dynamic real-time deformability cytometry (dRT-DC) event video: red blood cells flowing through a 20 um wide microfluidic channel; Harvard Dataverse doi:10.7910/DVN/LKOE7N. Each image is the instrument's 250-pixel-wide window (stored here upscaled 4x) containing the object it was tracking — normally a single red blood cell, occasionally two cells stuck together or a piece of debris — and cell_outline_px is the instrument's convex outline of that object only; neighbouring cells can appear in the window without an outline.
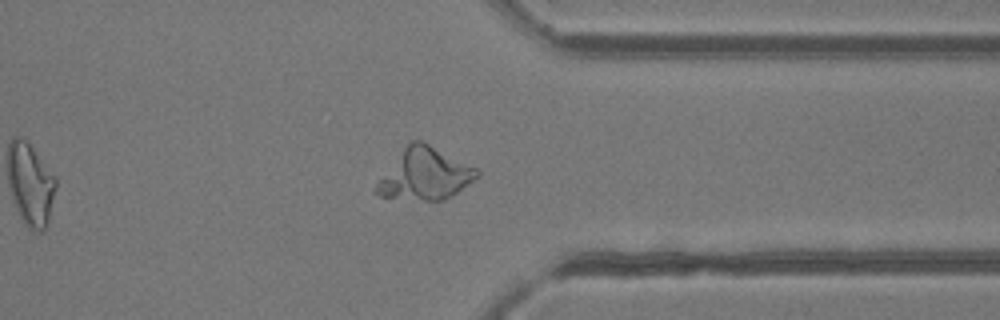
{"species": "common noctule bat (a hibernating species)", "species_latin": "Nyctalus noctula", "temperature_condition": "room temperature", "stored_images_in_passage": 21, "camera_frame_rate_fps": 3000, "um_per_image_px": 0.085, "animal": {"sex": "female"}, "frame": {"image": 1, "passage_image": 18, "time_ms": 5.667, "image_size_px": [1000, 320], "cell_outline_px": [[480, 176], [456, 192], [440, 200], [424, 200], [380, 196], [372, 192], [376, 184], [404, 148], [412, 140], [420, 140], [476, 168], [480, 172]], "centroid_in_image_um": [36.11, 14.81], "position_along_channel_um": 375.3, "area_um2": 29.19}}